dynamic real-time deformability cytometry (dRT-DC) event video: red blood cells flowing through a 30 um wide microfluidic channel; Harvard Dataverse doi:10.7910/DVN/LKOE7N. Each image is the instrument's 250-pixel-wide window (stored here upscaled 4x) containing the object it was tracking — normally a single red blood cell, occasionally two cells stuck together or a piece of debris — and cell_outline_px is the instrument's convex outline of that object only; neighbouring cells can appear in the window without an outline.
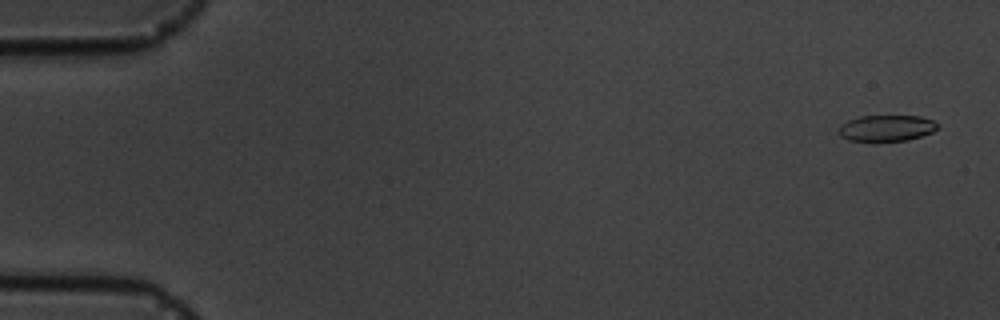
{"species": "common noctule bat (a hibernating species)", "species_latin": "Nyctalus noctula", "temperature_condition": "cold", "stored_images_in_passage": 11, "camera_frame_rate_fps": 3000, "um_per_image_px": 0.085, "animal": {"sex": "male", "body_mass_g": 19.5, "forearm_length_mm": 54.6}, "frame": {"image": 1, "passage_image": 1, "time_ms": 0.0, "image_size_px": [1000, 320], "cell_outline_px": [[940, 128], [932, 132], [908, 140], [876, 144], [872, 144], [848, 140], [840, 136], [836, 132], [840, 124], [848, 120], [860, 116], [920, 116], [932, 120], [940, 124]], "centroid_in_image_um": [75.3, 10.94], "position_along_channel_um": 9.7, "area_um2": 16.01}}
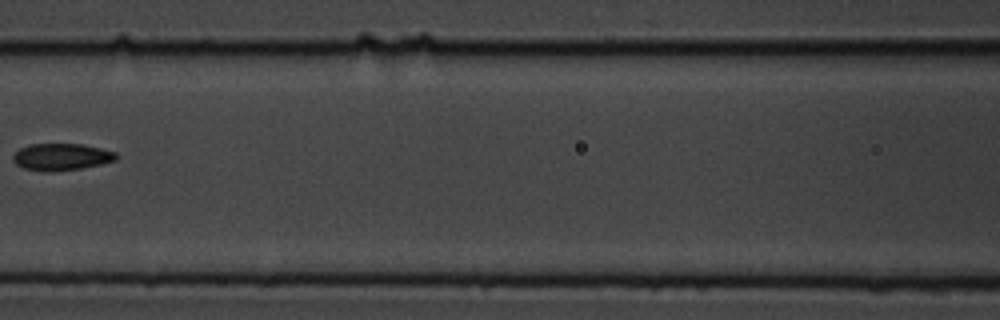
{"frame": {"image": 2, "passage_image": 7, "time_ms": 8.0, "image_size_px": [1000, 320], "cell_outline_px": [[116, 160], [100, 164], [80, 168], [52, 172], [44, 172], [24, 168], [16, 164], [12, 160], [12, 156], [20, 148], [28, 144], [84, 144], [116, 152]], "centroid_in_image_um": [5.18, 13.33], "position_along_channel_um": 161.4, "area_um2": 16.18}}
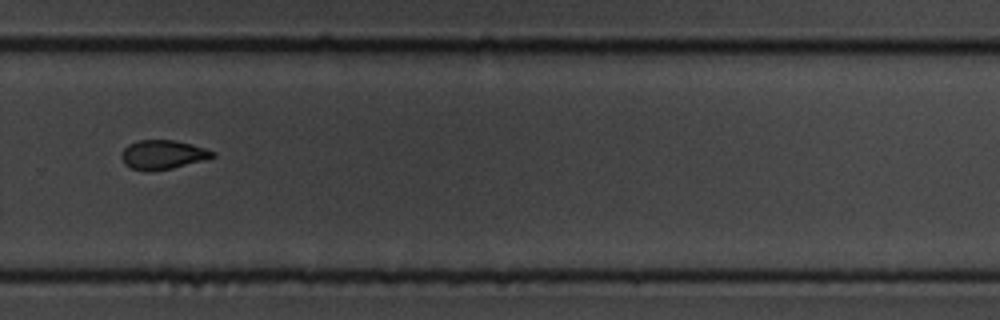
{"frame": {"image": 3, "passage_image": 11, "time_ms": 12.333, "image_size_px": [1000, 320], "cell_outline_px": [[216, 156], [204, 160], [172, 168], [152, 172], [132, 168], [124, 164], [120, 156], [124, 148], [128, 144], [140, 140], [176, 140], [192, 144], [216, 152]], "centroid_in_image_um": [13.84, 13.14], "position_along_channel_um": 316.0, "area_um2": 15.55}}